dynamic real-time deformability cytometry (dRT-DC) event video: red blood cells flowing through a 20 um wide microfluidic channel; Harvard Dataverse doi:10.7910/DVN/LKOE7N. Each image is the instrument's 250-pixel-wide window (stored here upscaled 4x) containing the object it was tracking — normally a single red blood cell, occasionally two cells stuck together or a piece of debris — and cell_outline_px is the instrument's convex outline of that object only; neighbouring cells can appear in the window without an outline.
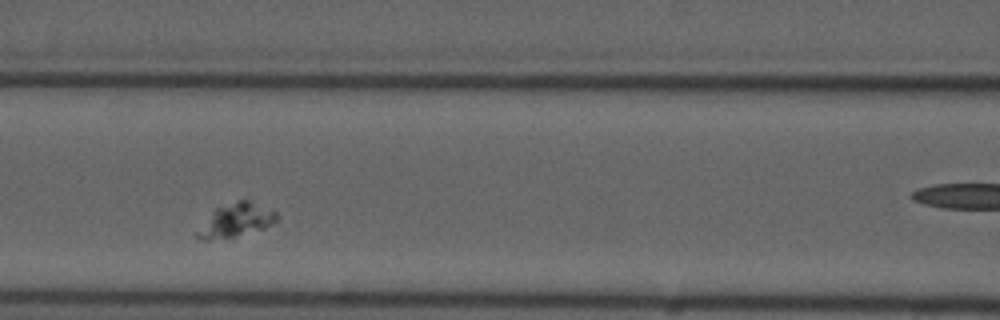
{"species": "common noctule bat (a hibernating species)", "species_latin": "Nyctalus noctula", "temperature_condition": "cold", "stored_images_in_passage": 11, "camera_frame_rate_fps": 3000, "um_per_image_px": 0.085, "animal": {"sex": "male", "forearm_length_mm": 52.5}, "frame": {"image": 1, "passage_image": 4, "time_ms": 4.333, "image_size_px": [1000, 320], "cell_outline_px": [[276, 220], [272, 224], [264, 228], [236, 236], [208, 240], [200, 240], [196, 236], [196, 232], [212, 212], [216, 208], [236, 200], [248, 200], [276, 212]], "centroid_in_image_um": [20.03, 18.73], "position_along_channel_um": 146.6, "area_um2": 15.09}}